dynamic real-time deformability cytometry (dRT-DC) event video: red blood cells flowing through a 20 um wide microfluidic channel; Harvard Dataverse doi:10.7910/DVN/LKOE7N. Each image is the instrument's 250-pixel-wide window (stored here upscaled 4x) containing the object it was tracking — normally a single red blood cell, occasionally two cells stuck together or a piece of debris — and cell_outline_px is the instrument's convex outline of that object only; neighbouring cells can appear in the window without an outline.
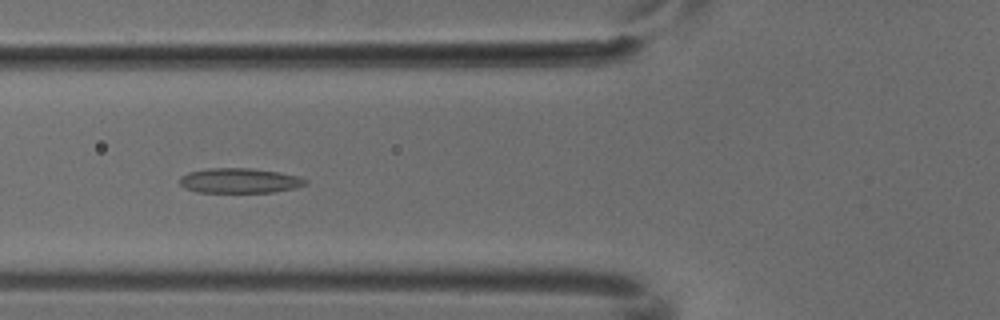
{"species": "common noctule bat (a hibernating species)", "species_latin": "Nyctalus noctula", "temperature_condition": "cold", "stored_images_in_passage": 6, "camera_frame_rate_fps": 3000, "um_per_image_px": 0.085, "animal": {"sex": "male", "body_mass_g": 18.8}, "frame": {"image": 1, "passage_image": 4, "time_ms": 1.0, "image_size_px": [1000, 320], "cell_outline_px": [[308, 184], [296, 188], [272, 192], [196, 192], [184, 188], [180, 184], [180, 176], [188, 172], [208, 168], [252, 168], [280, 172], [296, 176], [308, 180]], "centroid_in_image_um": [20.36, 15.35], "position_along_channel_um": 105.4, "area_um2": 18.38}}
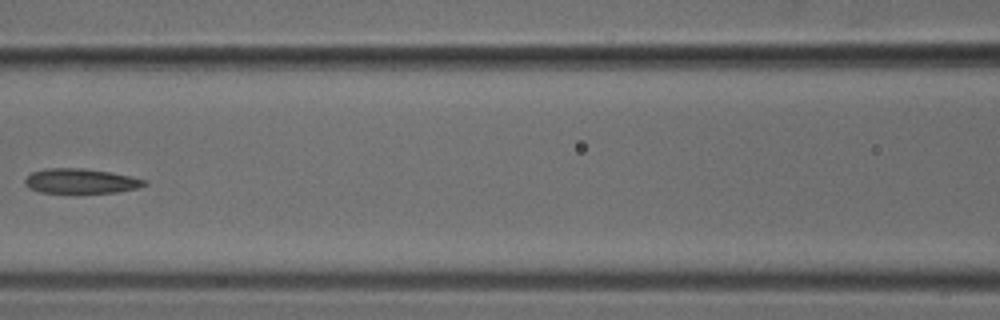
{"frame": {"image": 2, "passage_image": 5, "time_ms": 1.333, "image_size_px": [1000, 320], "cell_outline_px": [[148, 184], [136, 188], [116, 192], [40, 192], [28, 188], [24, 184], [24, 180], [32, 172], [48, 168], [80, 168], [112, 172], [132, 176], [148, 180]], "centroid_in_image_um": [6.88, 15.38], "position_along_channel_um": 159.7, "area_um2": 17.17}}
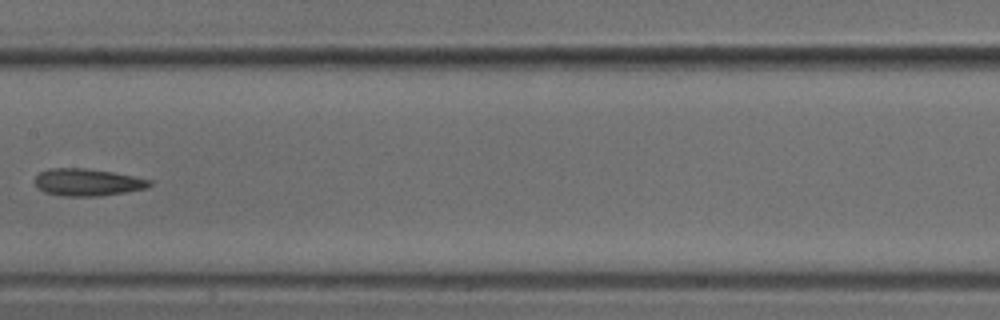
{"frame": {"image": 3, "passage_image": 6, "time_ms": 1.667, "image_size_px": [1000, 320], "cell_outline_px": [[152, 184], [148, 188], [100, 196], [64, 196], [44, 192], [36, 184], [36, 176], [40, 172], [48, 168], [88, 168], [112, 172], [152, 180]], "centroid_in_image_um": [7.45, 15.49], "position_along_channel_um": 199.9, "area_um2": 18.09}}